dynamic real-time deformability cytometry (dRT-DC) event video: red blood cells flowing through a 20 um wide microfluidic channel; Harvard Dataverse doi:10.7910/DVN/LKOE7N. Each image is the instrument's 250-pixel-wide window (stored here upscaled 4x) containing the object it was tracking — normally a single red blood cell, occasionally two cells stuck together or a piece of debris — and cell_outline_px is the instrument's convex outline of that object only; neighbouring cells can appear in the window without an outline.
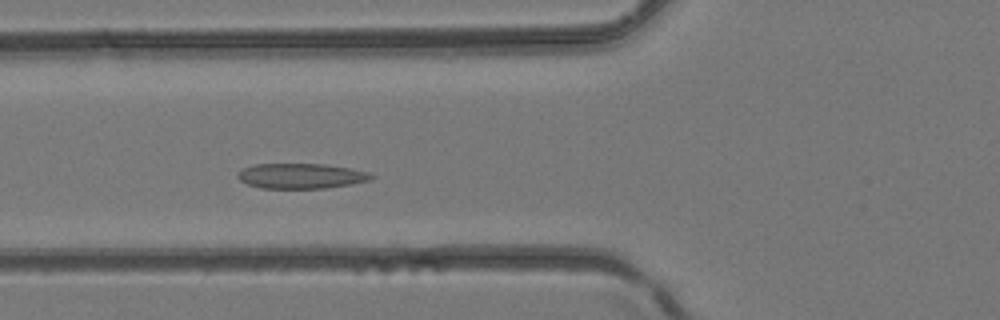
{"species": "common noctule bat (a hibernating species)", "species_latin": "Nyctalus noctula", "temperature_condition": "room temperature", "stored_images_in_passage": 30, "camera_frame_rate_fps": 3000, "um_per_image_px": 0.085, "animal": {"sex": "female", "body_mass_g": 24.6, "forearm_length_mm": 56.2}, "frame": {"image": 1, "passage_image": 10, "time_ms": 3.0, "image_size_px": [1000, 320], "cell_outline_px": [[376, 176], [368, 180], [348, 184], [324, 188], [260, 188], [248, 184], [240, 180], [236, 176], [236, 172], [244, 168], [256, 164], [324, 164], [348, 168], [368, 172]], "centroid_in_image_um": [25.53, 14.95], "position_along_channel_um": 100.3, "area_um2": 19.36}}
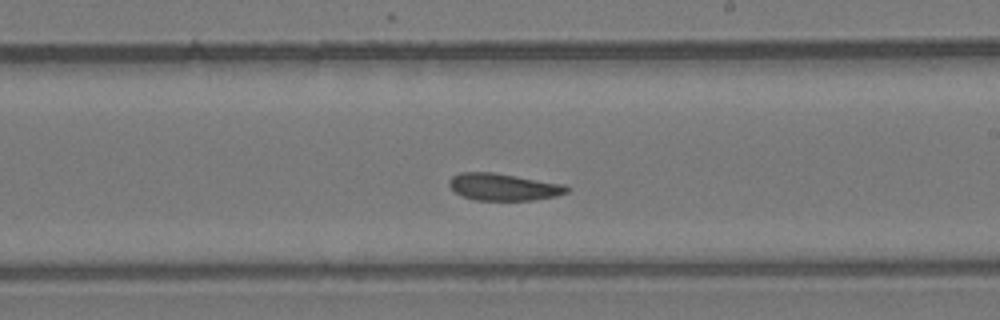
{"frame": {"image": 2, "passage_image": 19, "time_ms": 6.0, "image_size_px": [1000, 320], "cell_outline_px": [[568, 192], [556, 196], [532, 200], [476, 200], [464, 196], [456, 192], [448, 184], [448, 180], [452, 176], [460, 172], [492, 172], [564, 184], [568, 188]], "centroid_in_image_um": [42.78, 15.88], "position_along_channel_um": 246.2, "area_um2": 18.38}}
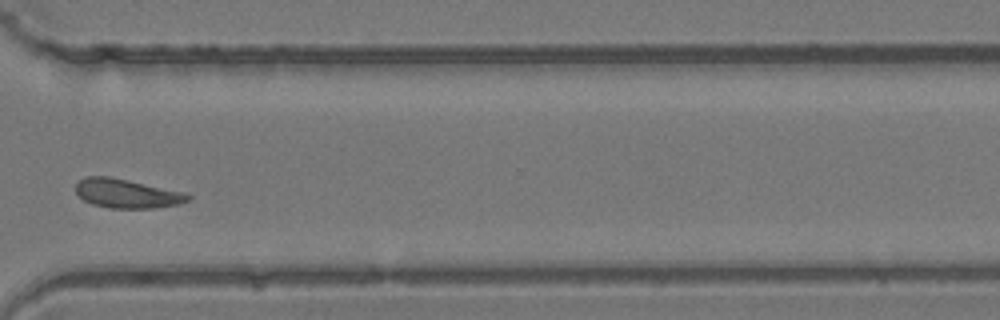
{"frame": {"image": 3, "passage_image": 26, "time_ms": 8.333, "image_size_px": [1000, 320], "cell_outline_px": [[192, 196], [188, 200], [180, 204], [156, 208], [108, 208], [92, 204], [84, 200], [76, 192], [76, 184], [80, 180], [88, 176], [108, 176], [128, 180], [184, 192]], "centroid_in_image_um": [10.79, 16.46], "position_along_channel_um": 359.8, "area_um2": 18.9}}